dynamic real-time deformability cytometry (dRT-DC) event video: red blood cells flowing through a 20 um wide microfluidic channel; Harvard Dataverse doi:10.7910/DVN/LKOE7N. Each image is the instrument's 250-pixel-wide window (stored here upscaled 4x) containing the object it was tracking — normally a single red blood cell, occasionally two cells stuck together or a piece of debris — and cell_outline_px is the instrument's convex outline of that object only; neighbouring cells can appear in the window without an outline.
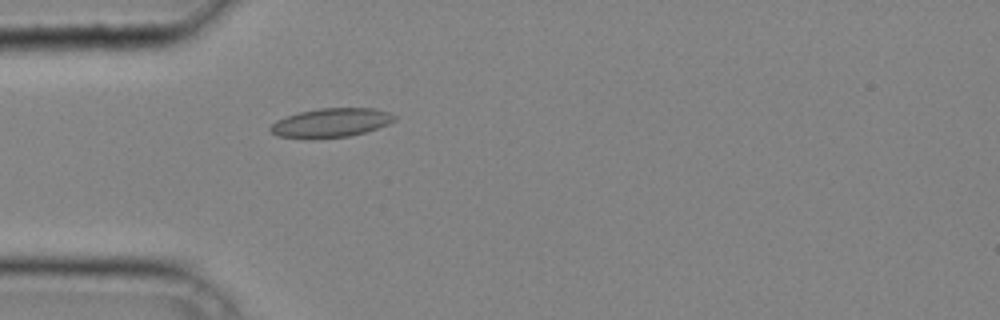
{"species": "common noctule bat (a hibernating species)", "species_latin": "Nyctalus noctula", "temperature_condition": "cold", "stored_images_in_passage": 29, "camera_frame_rate_fps": 3000, "um_per_image_px": 0.085, "animal": {"sex": "male", "body_mass_g": 20.4}, "frame": {"image": 1, "passage_image": 4, "time_ms": 1.0, "image_size_px": [1000, 320], "cell_outline_px": [[396, 120], [388, 124], [364, 132], [348, 136], [276, 136], [268, 128], [276, 120], [300, 112], [320, 108], [372, 108], [388, 112], [396, 116]], "centroid_in_image_um": [28.18, 10.39], "position_along_channel_um": 56.8, "area_um2": 20.06}}
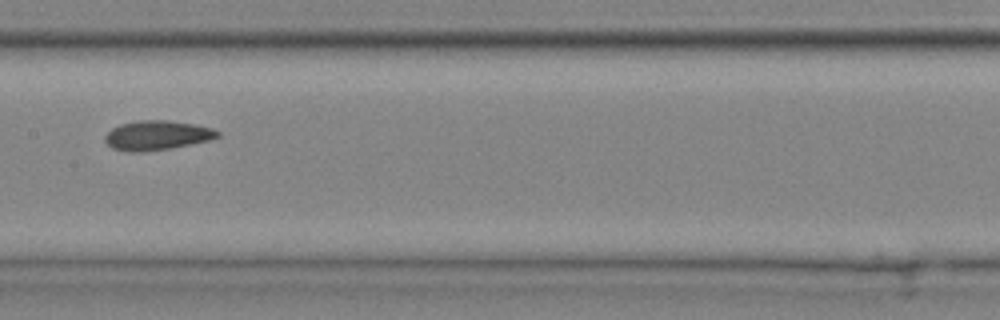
{"frame": {"image": 2, "passage_image": 13, "time_ms": 4.0, "image_size_px": [1000, 320], "cell_outline_px": [[220, 136], [208, 140], [168, 148], [144, 152], [128, 152], [112, 148], [104, 140], [104, 136], [112, 128], [120, 124], [140, 120], [168, 120], [196, 124], [212, 128], [220, 132]], "centroid_in_image_um": [13.32, 11.49], "position_along_channel_um": 194.1, "area_um2": 19.25}}
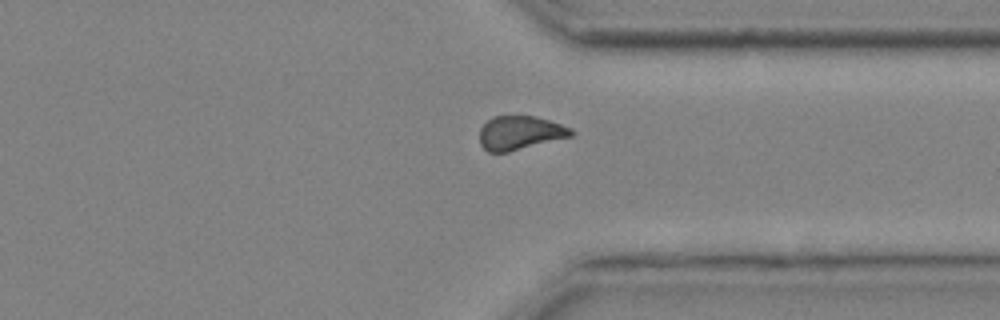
{"frame": {"image": 3, "passage_image": 24, "time_ms": 7.667, "image_size_px": [1000, 320], "cell_outline_px": [[576, 132], [572, 136], [508, 152], [488, 152], [480, 144], [480, 128], [492, 116], [532, 116], [548, 120], [572, 128]], "centroid_in_image_um": [44.2, 11.29], "position_along_channel_um": 367.2, "area_um2": 17.98}}